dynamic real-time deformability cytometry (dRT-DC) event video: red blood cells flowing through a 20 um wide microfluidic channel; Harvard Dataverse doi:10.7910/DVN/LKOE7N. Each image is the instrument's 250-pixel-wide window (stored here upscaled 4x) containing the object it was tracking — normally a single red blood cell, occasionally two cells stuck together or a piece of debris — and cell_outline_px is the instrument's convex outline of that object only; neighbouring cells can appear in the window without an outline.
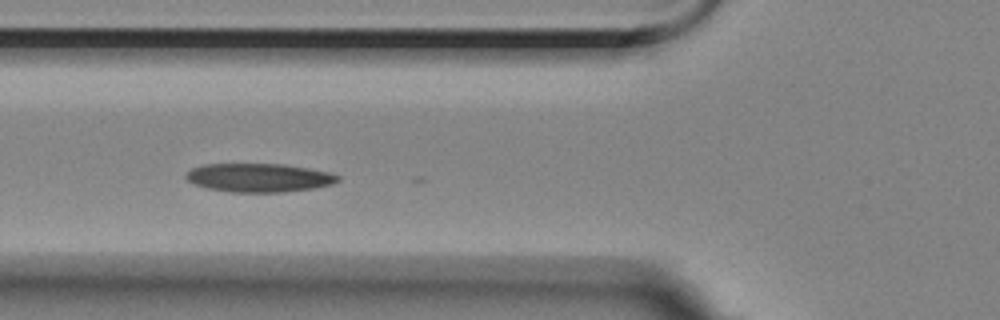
{"species": "Egyptian fruit bat (a non-hibernating species)", "species_latin": "Rousettus aegyptiacus", "temperature_condition": "room temperature", "stored_images_in_passage": 25, "camera_frame_rate_fps": 3000, "um_per_image_px": 0.085, "animal": {"sex": "female"}, "frame": {"image": 1, "passage_image": 3, "time_ms": 0.667, "image_size_px": [1000, 320], "cell_outline_px": [[340, 180], [332, 184], [312, 188], [284, 192], [232, 192], [208, 188], [196, 184], [188, 180], [184, 176], [192, 168], [204, 164], [284, 164], [308, 168], [328, 172], [340, 176]], "centroid_in_image_um": [22.02, 15.1], "position_along_channel_um": 103.8, "area_um2": 25.14}}
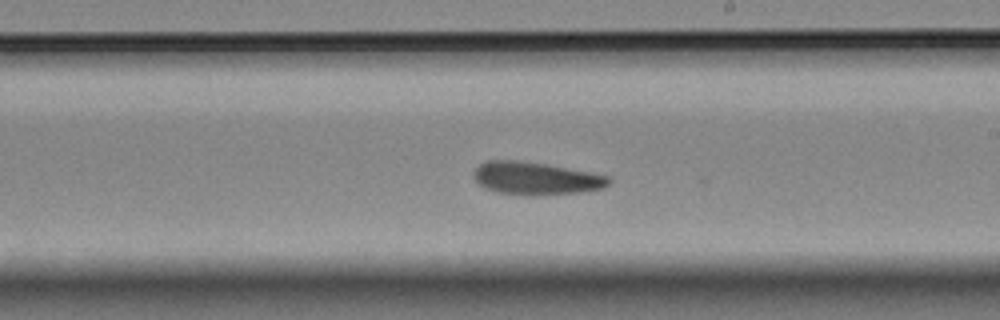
{"frame": {"image": 2, "passage_image": 15, "time_ms": 4.667, "image_size_px": [1000, 320], "cell_outline_px": [[612, 184], [604, 188], [580, 192], [532, 196], [496, 192], [484, 188], [472, 176], [472, 172], [480, 164], [488, 160], [516, 160], [544, 164], [588, 172], [608, 176], [612, 180]], "centroid_in_image_um": [45.53, 15.17], "position_along_channel_um": 243.5, "area_um2": 25.78}}
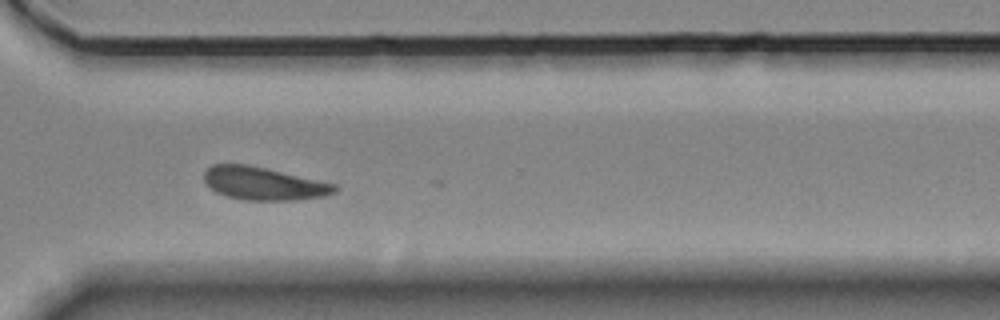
{"frame": {"image": 3, "passage_image": 24, "time_ms": 7.667, "image_size_px": [1000, 320], "cell_outline_px": [[340, 188], [336, 192], [324, 196], [296, 200], [244, 200], [228, 196], [216, 192], [204, 180], [204, 172], [212, 164], [248, 164], [336, 184]], "centroid_in_image_um": [22.43, 15.6], "position_along_channel_um": 348.2, "area_um2": 24.97}}